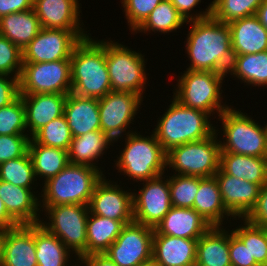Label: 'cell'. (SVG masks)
Segmentation results:
<instances>
[{
	"mask_svg": "<svg viewBox=\"0 0 267 266\" xmlns=\"http://www.w3.org/2000/svg\"><path fill=\"white\" fill-rule=\"evenodd\" d=\"M31 138L38 144L68 151L73 136L65 115H62L43 126Z\"/></svg>",
	"mask_w": 267,
	"mask_h": 266,
	"instance_id": "cell-39",
	"label": "cell"
},
{
	"mask_svg": "<svg viewBox=\"0 0 267 266\" xmlns=\"http://www.w3.org/2000/svg\"><path fill=\"white\" fill-rule=\"evenodd\" d=\"M19 225L8 213L0 198V231Z\"/></svg>",
	"mask_w": 267,
	"mask_h": 266,
	"instance_id": "cell-51",
	"label": "cell"
},
{
	"mask_svg": "<svg viewBox=\"0 0 267 266\" xmlns=\"http://www.w3.org/2000/svg\"><path fill=\"white\" fill-rule=\"evenodd\" d=\"M210 227L204 218L193 208L172 206L153 235H168L178 238L199 239Z\"/></svg>",
	"mask_w": 267,
	"mask_h": 266,
	"instance_id": "cell-20",
	"label": "cell"
},
{
	"mask_svg": "<svg viewBox=\"0 0 267 266\" xmlns=\"http://www.w3.org/2000/svg\"><path fill=\"white\" fill-rule=\"evenodd\" d=\"M243 224L232 231L248 248L251 259L261 266L267 264V228L263 226L253 225L245 218H241Z\"/></svg>",
	"mask_w": 267,
	"mask_h": 266,
	"instance_id": "cell-36",
	"label": "cell"
},
{
	"mask_svg": "<svg viewBox=\"0 0 267 266\" xmlns=\"http://www.w3.org/2000/svg\"><path fill=\"white\" fill-rule=\"evenodd\" d=\"M202 177L177 175L169 176V189L172 206L193 208L194 200Z\"/></svg>",
	"mask_w": 267,
	"mask_h": 266,
	"instance_id": "cell-40",
	"label": "cell"
},
{
	"mask_svg": "<svg viewBox=\"0 0 267 266\" xmlns=\"http://www.w3.org/2000/svg\"><path fill=\"white\" fill-rule=\"evenodd\" d=\"M81 263L85 266H118L105 253H95L83 257Z\"/></svg>",
	"mask_w": 267,
	"mask_h": 266,
	"instance_id": "cell-50",
	"label": "cell"
},
{
	"mask_svg": "<svg viewBox=\"0 0 267 266\" xmlns=\"http://www.w3.org/2000/svg\"><path fill=\"white\" fill-rule=\"evenodd\" d=\"M22 66V50L0 35V74L20 78Z\"/></svg>",
	"mask_w": 267,
	"mask_h": 266,
	"instance_id": "cell-42",
	"label": "cell"
},
{
	"mask_svg": "<svg viewBox=\"0 0 267 266\" xmlns=\"http://www.w3.org/2000/svg\"><path fill=\"white\" fill-rule=\"evenodd\" d=\"M178 78L173 98L188 108L201 110L211 116L214 112L220 116L230 106L222 105L221 94L223 79L227 74L211 71H184Z\"/></svg>",
	"mask_w": 267,
	"mask_h": 266,
	"instance_id": "cell-6",
	"label": "cell"
},
{
	"mask_svg": "<svg viewBox=\"0 0 267 266\" xmlns=\"http://www.w3.org/2000/svg\"><path fill=\"white\" fill-rule=\"evenodd\" d=\"M102 179L96 184L88 208L91 214L122 221L125 225L134 221L133 192L123 191L119 185Z\"/></svg>",
	"mask_w": 267,
	"mask_h": 266,
	"instance_id": "cell-16",
	"label": "cell"
},
{
	"mask_svg": "<svg viewBox=\"0 0 267 266\" xmlns=\"http://www.w3.org/2000/svg\"><path fill=\"white\" fill-rule=\"evenodd\" d=\"M264 0H213L211 16L220 22L230 23L237 19L256 15Z\"/></svg>",
	"mask_w": 267,
	"mask_h": 266,
	"instance_id": "cell-37",
	"label": "cell"
},
{
	"mask_svg": "<svg viewBox=\"0 0 267 266\" xmlns=\"http://www.w3.org/2000/svg\"><path fill=\"white\" fill-rule=\"evenodd\" d=\"M32 159L29 152L20 158L0 164V180L13 185L32 189L35 180Z\"/></svg>",
	"mask_w": 267,
	"mask_h": 266,
	"instance_id": "cell-38",
	"label": "cell"
},
{
	"mask_svg": "<svg viewBox=\"0 0 267 266\" xmlns=\"http://www.w3.org/2000/svg\"><path fill=\"white\" fill-rule=\"evenodd\" d=\"M9 77L0 74V108L9 105L19 96V78Z\"/></svg>",
	"mask_w": 267,
	"mask_h": 266,
	"instance_id": "cell-47",
	"label": "cell"
},
{
	"mask_svg": "<svg viewBox=\"0 0 267 266\" xmlns=\"http://www.w3.org/2000/svg\"><path fill=\"white\" fill-rule=\"evenodd\" d=\"M187 21L177 11L175 6L170 0H163L158 6L150 13L147 19L134 31L148 32L151 30L161 33H168L176 31L181 28Z\"/></svg>",
	"mask_w": 267,
	"mask_h": 266,
	"instance_id": "cell-35",
	"label": "cell"
},
{
	"mask_svg": "<svg viewBox=\"0 0 267 266\" xmlns=\"http://www.w3.org/2000/svg\"><path fill=\"white\" fill-rule=\"evenodd\" d=\"M154 228L132 222L125 225L105 252L118 266H139L152 258Z\"/></svg>",
	"mask_w": 267,
	"mask_h": 266,
	"instance_id": "cell-13",
	"label": "cell"
},
{
	"mask_svg": "<svg viewBox=\"0 0 267 266\" xmlns=\"http://www.w3.org/2000/svg\"><path fill=\"white\" fill-rule=\"evenodd\" d=\"M230 73L252 86L267 85V51L256 54L233 55Z\"/></svg>",
	"mask_w": 267,
	"mask_h": 266,
	"instance_id": "cell-34",
	"label": "cell"
},
{
	"mask_svg": "<svg viewBox=\"0 0 267 266\" xmlns=\"http://www.w3.org/2000/svg\"><path fill=\"white\" fill-rule=\"evenodd\" d=\"M31 190L0 180V198L4 202L7 213L18 224H38L40 222L38 212L40 201Z\"/></svg>",
	"mask_w": 267,
	"mask_h": 266,
	"instance_id": "cell-22",
	"label": "cell"
},
{
	"mask_svg": "<svg viewBox=\"0 0 267 266\" xmlns=\"http://www.w3.org/2000/svg\"><path fill=\"white\" fill-rule=\"evenodd\" d=\"M265 132H266V140H267V124L264 126Z\"/></svg>",
	"mask_w": 267,
	"mask_h": 266,
	"instance_id": "cell-55",
	"label": "cell"
},
{
	"mask_svg": "<svg viewBox=\"0 0 267 266\" xmlns=\"http://www.w3.org/2000/svg\"><path fill=\"white\" fill-rule=\"evenodd\" d=\"M219 167L231 176L258 184L267 183V157L220 152Z\"/></svg>",
	"mask_w": 267,
	"mask_h": 266,
	"instance_id": "cell-28",
	"label": "cell"
},
{
	"mask_svg": "<svg viewBox=\"0 0 267 266\" xmlns=\"http://www.w3.org/2000/svg\"><path fill=\"white\" fill-rule=\"evenodd\" d=\"M103 176L97 168L69 163L56 176L44 182L40 208L67 204L88 206L94 188Z\"/></svg>",
	"mask_w": 267,
	"mask_h": 266,
	"instance_id": "cell-4",
	"label": "cell"
},
{
	"mask_svg": "<svg viewBox=\"0 0 267 266\" xmlns=\"http://www.w3.org/2000/svg\"><path fill=\"white\" fill-rule=\"evenodd\" d=\"M193 209L211 226H222L223 219L234 217L224 206L215 177L203 178L194 200ZM225 215V216H224Z\"/></svg>",
	"mask_w": 267,
	"mask_h": 266,
	"instance_id": "cell-27",
	"label": "cell"
},
{
	"mask_svg": "<svg viewBox=\"0 0 267 266\" xmlns=\"http://www.w3.org/2000/svg\"><path fill=\"white\" fill-rule=\"evenodd\" d=\"M198 239L153 235L152 257L161 266H195Z\"/></svg>",
	"mask_w": 267,
	"mask_h": 266,
	"instance_id": "cell-25",
	"label": "cell"
},
{
	"mask_svg": "<svg viewBox=\"0 0 267 266\" xmlns=\"http://www.w3.org/2000/svg\"><path fill=\"white\" fill-rule=\"evenodd\" d=\"M28 152L32 159L36 180L37 177H41L46 182L69 164L68 151L38 144L32 138L29 141Z\"/></svg>",
	"mask_w": 267,
	"mask_h": 266,
	"instance_id": "cell-32",
	"label": "cell"
},
{
	"mask_svg": "<svg viewBox=\"0 0 267 266\" xmlns=\"http://www.w3.org/2000/svg\"><path fill=\"white\" fill-rule=\"evenodd\" d=\"M164 178L162 174L143 181L138 194L133 192L134 222L155 228L169 212L172 207L169 178Z\"/></svg>",
	"mask_w": 267,
	"mask_h": 266,
	"instance_id": "cell-15",
	"label": "cell"
},
{
	"mask_svg": "<svg viewBox=\"0 0 267 266\" xmlns=\"http://www.w3.org/2000/svg\"><path fill=\"white\" fill-rule=\"evenodd\" d=\"M142 97L133 92L110 91L98 99L101 131L114 142L121 138L136 116Z\"/></svg>",
	"mask_w": 267,
	"mask_h": 266,
	"instance_id": "cell-14",
	"label": "cell"
},
{
	"mask_svg": "<svg viewBox=\"0 0 267 266\" xmlns=\"http://www.w3.org/2000/svg\"><path fill=\"white\" fill-rule=\"evenodd\" d=\"M72 90L70 59L42 63H23L19 95L58 93Z\"/></svg>",
	"mask_w": 267,
	"mask_h": 266,
	"instance_id": "cell-11",
	"label": "cell"
},
{
	"mask_svg": "<svg viewBox=\"0 0 267 266\" xmlns=\"http://www.w3.org/2000/svg\"><path fill=\"white\" fill-rule=\"evenodd\" d=\"M42 29L33 9L14 12L0 18V35L23 50Z\"/></svg>",
	"mask_w": 267,
	"mask_h": 266,
	"instance_id": "cell-29",
	"label": "cell"
},
{
	"mask_svg": "<svg viewBox=\"0 0 267 266\" xmlns=\"http://www.w3.org/2000/svg\"><path fill=\"white\" fill-rule=\"evenodd\" d=\"M84 31L42 28L22 50L23 63L70 59L76 45L89 36Z\"/></svg>",
	"mask_w": 267,
	"mask_h": 266,
	"instance_id": "cell-12",
	"label": "cell"
},
{
	"mask_svg": "<svg viewBox=\"0 0 267 266\" xmlns=\"http://www.w3.org/2000/svg\"><path fill=\"white\" fill-rule=\"evenodd\" d=\"M37 266H67L70 251L61 240L39 223L35 224ZM73 266V265H72ZM76 266V264L74 265Z\"/></svg>",
	"mask_w": 267,
	"mask_h": 266,
	"instance_id": "cell-33",
	"label": "cell"
},
{
	"mask_svg": "<svg viewBox=\"0 0 267 266\" xmlns=\"http://www.w3.org/2000/svg\"><path fill=\"white\" fill-rule=\"evenodd\" d=\"M124 226L125 224L122 221L108 219L89 212L86 229V256L105 253L117 239Z\"/></svg>",
	"mask_w": 267,
	"mask_h": 266,
	"instance_id": "cell-31",
	"label": "cell"
},
{
	"mask_svg": "<svg viewBox=\"0 0 267 266\" xmlns=\"http://www.w3.org/2000/svg\"><path fill=\"white\" fill-rule=\"evenodd\" d=\"M71 92L89 98L101 99L111 90L106 66L105 41L82 39L70 57Z\"/></svg>",
	"mask_w": 267,
	"mask_h": 266,
	"instance_id": "cell-2",
	"label": "cell"
},
{
	"mask_svg": "<svg viewBox=\"0 0 267 266\" xmlns=\"http://www.w3.org/2000/svg\"><path fill=\"white\" fill-rule=\"evenodd\" d=\"M244 218L253 225L267 228V183L261 187L256 204Z\"/></svg>",
	"mask_w": 267,
	"mask_h": 266,
	"instance_id": "cell-46",
	"label": "cell"
},
{
	"mask_svg": "<svg viewBox=\"0 0 267 266\" xmlns=\"http://www.w3.org/2000/svg\"><path fill=\"white\" fill-rule=\"evenodd\" d=\"M20 96L25 107L26 127L31 132L30 137L52 120L64 115L67 95L50 93Z\"/></svg>",
	"mask_w": 267,
	"mask_h": 266,
	"instance_id": "cell-21",
	"label": "cell"
},
{
	"mask_svg": "<svg viewBox=\"0 0 267 266\" xmlns=\"http://www.w3.org/2000/svg\"><path fill=\"white\" fill-rule=\"evenodd\" d=\"M226 209L234 216L244 218L256 204L261 186L226 174L220 167L214 175Z\"/></svg>",
	"mask_w": 267,
	"mask_h": 266,
	"instance_id": "cell-17",
	"label": "cell"
},
{
	"mask_svg": "<svg viewBox=\"0 0 267 266\" xmlns=\"http://www.w3.org/2000/svg\"><path fill=\"white\" fill-rule=\"evenodd\" d=\"M193 24L187 34L186 52L191 61L188 70L227 74L232 65L231 31L228 24L212 16L187 21Z\"/></svg>",
	"mask_w": 267,
	"mask_h": 266,
	"instance_id": "cell-1",
	"label": "cell"
},
{
	"mask_svg": "<svg viewBox=\"0 0 267 266\" xmlns=\"http://www.w3.org/2000/svg\"><path fill=\"white\" fill-rule=\"evenodd\" d=\"M228 232L212 226L198 239L195 266H231Z\"/></svg>",
	"mask_w": 267,
	"mask_h": 266,
	"instance_id": "cell-26",
	"label": "cell"
},
{
	"mask_svg": "<svg viewBox=\"0 0 267 266\" xmlns=\"http://www.w3.org/2000/svg\"><path fill=\"white\" fill-rule=\"evenodd\" d=\"M139 266H161L153 257L145 262L141 263Z\"/></svg>",
	"mask_w": 267,
	"mask_h": 266,
	"instance_id": "cell-53",
	"label": "cell"
},
{
	"mask_svg": "<svg viewBox=\"0 0 267 266\" xmlns=\"http://www.w3.org/2000/svg\"><path fill=\"white\" fill-rule=\"evenodd\" d=\"M163 0H122L129 27L134 32Z\"/></svg>",
	"mask_w": 267,
	"mask_h": 266,
	"instance_id": "cell-43",
	"label": "cell"
},
{
	"mask_svg": "<svg viewBox=\"0 0 267 266\" xmlns=\"http://www.w3.org/2000/svg\"><path fill=\"white\" fill-rule=\"evenodd\" d=\"M78 0H33L42 28L84 30L80 27V5Z\"/></svg>",
	"mask_w": 267,
	"mask_h": 266,
	"instance_id": "cell-19",
	"label": "cell"
},
{
	"mask_svg": "<svg viewBox=\"0 0 267 266\" xmlns=\"http://www.w3.org/2000/svg\"><path fill=\"white\" fill-rule=\"evenodd\" d=\"M170 2L175 6L177 11L183 16L186 21L192 20H202L208 17H211V3L208 8H206L205 12L201 11L198 14H191V10H193L201 0H170Z\"/></svg>",
	"mask_w": 267,
	"mask_h": 266,
	"instance_id": "cell-48",
	"label": "cell"
},
{
	"mask_svg": "<svg viewBox=\"0 0 267 266\" xmlns=\"http://www.w3.org/2000/svg\"><path fill=\"white\" fill-rule=\"evenodd\" d=\"M225 137L220 141V152H229L252 157H267L266 132L263 126L247 113L229 107L219 116Z\"/></svg>",
	"mask_w": 267,
	"mask_h": 266,
	"instance_id": "cell-7",
	"label": "cell"
},
{
	"mask_svg": "<svg viewBox=\"0 0 267 266\" xmlns=\"http://www.w3.org/2000/svg\"><path fill=\"white\" fill-rule=\"evenodd\" d=\"M33 9V0H0V18L14 12Z\"/></svg>",
	"mask_w": 267,
	"mask_h": 266,
	"instance_id": "cell-49",
	"label": "cell"
},
{
	"mask_svg": "<svg viewBox=\"0 0 267 266\" xmlns=\"http://www.w3.org/2000/svg\"><path fill=\"white\" fill-rule=\"evenodd\" d=\"M209 117V114L185 107L173 98L153 133L167 153L172 148L212 135L216 127L212 126Z\"/></svg>",
	"mask_w": 267,
	"mask_h": 266,
	"instance_id": "cell-3",
	"label": "cell"
},
{
	"mask_svg": "<svg viewBox=\"0 0 267 266\" xmlns=\"http://www.w3.org/2000/svg\"><path fill=\"white\" fill-rule=\"evenodd\" d=\"M124 135H126L125 147L117 157L118 159L114 161L118 172H123L137 182L147 181L164 174L167 168V153L154 133L150 137H144L137 132L127 131Z\"/></svg>",
	"mask_w": 267,
	"mask_h": 266,
	"instance_id": "cell-5",
	"label": "cell"
},
{
	"mask_svg": "<svg viewBox=\"0 0 267 266\" xmlns=\"http://www.w3.org/2000/svg\"><path fill=\"white\" fill-rule=\"evenodd\" d=\"M26 129L25 107L19 95L9 105L0 108V135L24 134Z\"/></svg>",
	"mask_w": 267,
	"mask_h": 266,
	"instance_id": "cell-41",
	"label": "cell"
},
{
	"mask_svg": "<svg viewBox=\"0 0 267 266\" xmlns=\"http://www.w3.org/2000/svg\"><path fill=\"white\" fill-rule=\"evenodd\" d=\"M2 266H37L35 224L2 230Z\"/></svg>",
	"mask_w": 267,
	"mask_h": 266,
	"instance_id": "cell-18",
	"label": "cell"
},
{
	"mask_svg": "<svg viewBox=\"0 0 267 266\" xmlns=\"http://www.w3.org/2000/svg\"><path fill=\"white\" fill-rule=\"evenodd\" d=\"M51 222L39 224L57 236L61 242L81 260L86 256L87 248V205L67 204L43 208Z\"/></svg>",
	"mask_w": 267,
	"mask_h": 266,
	"instance_id": "cell-10",
	"label": "cell"
},
{
	"mask_svg": "<svg viewBox=\"0 0 267 266\" xmlns=\"http://www.w3.org/2000/svg\"><path fill=\"white\" fill-rule=\"evenodd\" d=\"M217 129L209 137L188 142L167 152L166 166L175 170L177 175L214 177L219 170L220 140Z\"/></svg>",
	"mask_w": 267,
	"mask_h": 266,
	"instance_id": "cell-8",
	"label": "cell"
},
{
	"mask_svg": "<svg viewBox=\"0 0 267 266\" xmlns=\"http://www.w3.org/2000/svg\"><path fill=\"white\" fill-rule=\"evenodd\" d=\"M105 55L111 90L142 96L147 80L144 56L111 40L105 41Z\"/></svg>",
	"mask_w": 267,
	"mask_h": 266,
	"instance_id": "cell-9",
	"label": "cell"
},
{
	"mask_svg": "<svg viewBox=\"0 0 267 266\" xmlns=\"http://www.w3.org/2000/svg\"><path fill=\"white\" fill-rule=\"evenodd\" d=\"M229 254L231 266H260L255 259H251L248 248L232 231L229 232Z\"/></svg>",
	"mask_w": 267,
	"mask_h": 266,
	"instance_id": "cell-45",
	"label": "cell"
},
{
	"mask_svg": "<svg viewBox=\"0 0 267 266\" xmlns=\"http://www.w3.org/2000/svg\"><path fill=\"white\" fill-rule=\"evenodd\" d=\"M256 16L258 17L261 24L267 29V0H264L258 7Z\"/></svg>",
	"mask_w": 267,
	"mask_h": 266,
	"instance_id": "cell-52",
	"label": "cell"
},
{
	"mask_svg": "<svg viewBox=\"0 0 267 266\" xmlns=\"http://www.w3.org/2000/svg\"><path fill=\"white\" fill-rule=\"evenodd\" d=\"M233 55L256 54L267 51V29L256 15L228 23Z\"/></svg>",
	"mask_w": 267,
	"mask_h": 266,
	"instance_id": "cell-23",
	"label": "cell"
},
{
	"mask_svg": "<svg viewBox=\"0 0 267 266\" xmlns=\"http://www.w3.org/2000/svg\"><path fill=\"white\" fill-rule=\"evenodd\" d=\"M64 115L73 137L101 130L99 103L96 98L82 97L70 92L67 94Z\"/></svg>",
	"mask_w": 267,
	"mask_h": 266,
	"instance_id": "cell-24",
	"label": "cell"
},
{
	"mask_svg": "<svg viewBox=\"0 0 267 266\" xmlns=\"http://www.w3.org/2000/svg\"><path fill=\"white\" fill-rule=\"evenodd\" d=\"M2 255H3V238H2V231H0V266H2Z\"/></svg>",
	"mask_w": 267,
	"mask_h": 266,
	"instance_id": "cell-54",
	"label": "cell"
},
{
	"mask_svg": "<svg viewBox=\"0 0 267 266\" xmlns=\"http://www.w3.org/2000/svg\"><path fill=\"white\" fill-rule=\"evenodd\" d=\"M29 134L0 135V164L20 158L28 152Z\"/></svg>",
	"mask_w": 267,
	"mask_h": 266,
	"instance_id": "cell-44",
	"label": "cell"
},
{
	"mask_svg": "<svg viewBox=\"0 0 267 266\" xmlns=\"http://www.w3.org/2000/svg\"><path fill=\"white\" fill-rule=\"evenodd\" d=\"M111 143H114L113 140L101 130L73 137L68 149L69 163L86 165L101 171L93 161H97L104 154V150L112 145Z\"/></svg>",
	"mask_w": 267,
	"mask_h": 266,
	"instance_id": "cell-30",
	"label": "cell"
}]
</instances>
